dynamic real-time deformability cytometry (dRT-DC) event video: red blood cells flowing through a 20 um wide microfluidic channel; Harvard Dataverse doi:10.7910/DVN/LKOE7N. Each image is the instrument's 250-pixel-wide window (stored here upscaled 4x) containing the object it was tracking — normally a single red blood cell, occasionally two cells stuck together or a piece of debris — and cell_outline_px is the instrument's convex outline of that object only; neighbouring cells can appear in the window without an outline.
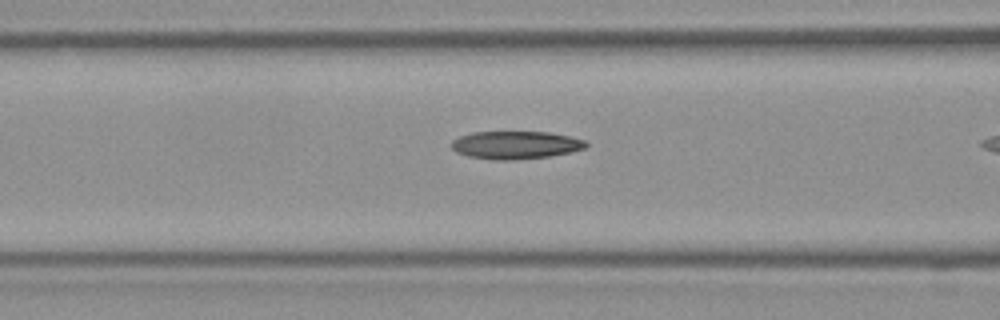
{"species": "Egyptian fruit bat (a non-hibernating species)", "species_latin": "Rousettus aegyptiacus", "temperature_condition": "room temperature", "stored_images_in_passage": 9, "camera_frame_rate_fps": 3000, "um_per_image_px": 0.085, "frame": {"image": 1, "passage_image": 7, "time_ms": 2.0, "image_size_px": [1000, 320], "cell_outline_px": [[588, 144], [584, 148], [572, 152], [548, 156], [512, 160], [492, 160], [468, 156], [456, 152], [448, 144], [452, 140], [460, 136], [472, 132], [548, 132], [568, 136], [584, 140]], "centroid_in_image_um": [43.77, 12.33], "position_along_channel_um": 122.8, "area_um2": 21.85}}